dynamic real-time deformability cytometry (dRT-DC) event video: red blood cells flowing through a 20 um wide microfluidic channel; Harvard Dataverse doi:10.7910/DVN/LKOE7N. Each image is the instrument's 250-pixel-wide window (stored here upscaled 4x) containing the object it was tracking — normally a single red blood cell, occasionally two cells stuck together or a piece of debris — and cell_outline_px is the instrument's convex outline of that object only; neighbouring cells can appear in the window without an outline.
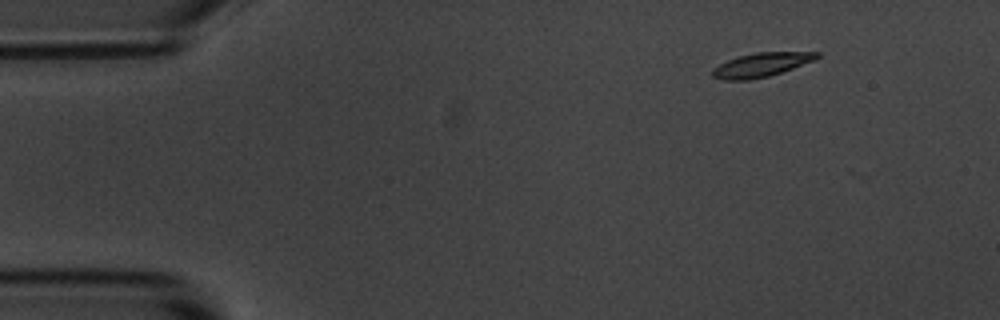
{"species": "common noctule bat (a hibernating species)", "species_latin": "Nyctalus noctula", "temperature_condition": "room temperature", "stored_images_in_passage": 3, "camera_frame_rate_fps": 3000, "um_per_image_px": 0.085, "animal": {"sex": "male", "body_mass_g": 20.1, "forearm_length_mm": 53.5}, "frame": {"image": 1, "passage_image": 1, "time_ms": 0.0, "image_size_px": [1000, 320], "cell_outline_px": [[820, 56], [816, 60], [768, 76], [748, 80], [724, 80], [712, 76], [712, 68], [728, 60], [740, 56], [756, 52], [820, 52]], "centroid_in_image_um": [64.72, 5.5], "position_along_channel_um": 20.3, "area_um2": 14.45}}